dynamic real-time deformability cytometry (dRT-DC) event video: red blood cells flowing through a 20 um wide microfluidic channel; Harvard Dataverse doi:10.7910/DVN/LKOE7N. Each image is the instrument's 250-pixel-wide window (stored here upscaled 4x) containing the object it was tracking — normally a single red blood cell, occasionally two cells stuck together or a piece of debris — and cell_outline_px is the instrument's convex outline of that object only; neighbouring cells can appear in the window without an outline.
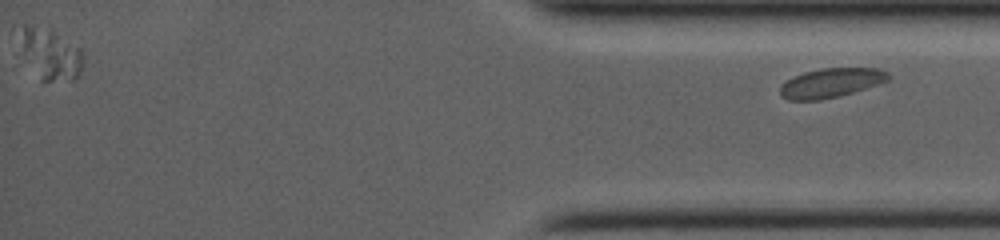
{"species": "common noctule bat (a hibernating species)", "species_latin": "Nyctalus noctula", "temperature_condition": "room temperature", "stored_images_in_passage": 16, "segment_of_instrument_passage": [2, 2], "camera_frame_rate_fps": 4000, "um_per_image_px": 0.085, "animal": {"sex": "female", "body_mass_g": 19.0, "forearm_length_mm": 53.3}, "frame": {"image": 1, "passage_image": 16, "time_ms": 13.75, "image_size_px": [1000, 240], "cell_outline_px": [[892, 76], [888, 80], [852, 92], [820, 100], [788, 100], [780, 96], [780, 84], [804, 72], [820, 68], [880, 68], [888, 72]], "centroid_in_image_um": [70.62, 7.03], "position_along_channel_um": 364.6, "area_um2": 18.32}}